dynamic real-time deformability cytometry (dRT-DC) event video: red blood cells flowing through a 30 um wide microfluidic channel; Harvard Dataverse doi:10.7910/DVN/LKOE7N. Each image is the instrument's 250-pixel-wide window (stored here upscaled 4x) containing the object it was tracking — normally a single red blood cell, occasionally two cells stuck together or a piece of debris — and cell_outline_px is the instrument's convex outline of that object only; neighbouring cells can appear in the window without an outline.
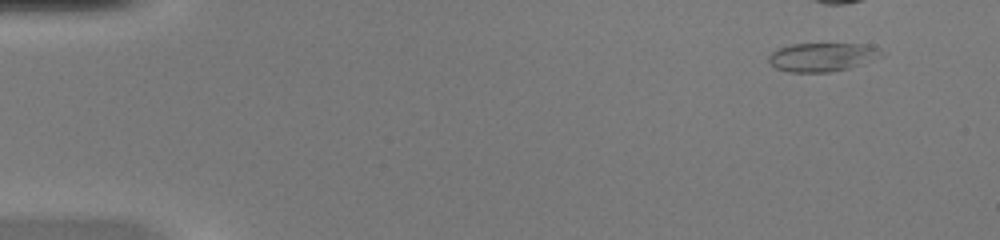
{"species": "common noctule bat (a hibernating species)", "species_latin": "Nyctalus noctula", "temperature_condition": "warm", "stored_images_in_passage": 37, "camera_frame_rate_fps": 3000, "um_per_image_px": 0.085, "animal": {"sex": "female", "body_mass_g": 20.0, "forearm_length_mm": 54.0}, "frame": {"image": 1, "passage_image": 1, "time_ms": 0.0, "image_size_px": [1000, 240], "cell_outline_px": [[888, 52], [884, 56], [848, 68], [828, 72], [788, 72], [776, 68], [768, 60], [768, 56], [772, 52], [780, 48], [792, 44], [868, 44], [880, 48]], "centroid_in_image_um": [69.96, 4.84], "position_along_channel_um": 15.0, "area_um2": 18.9}}